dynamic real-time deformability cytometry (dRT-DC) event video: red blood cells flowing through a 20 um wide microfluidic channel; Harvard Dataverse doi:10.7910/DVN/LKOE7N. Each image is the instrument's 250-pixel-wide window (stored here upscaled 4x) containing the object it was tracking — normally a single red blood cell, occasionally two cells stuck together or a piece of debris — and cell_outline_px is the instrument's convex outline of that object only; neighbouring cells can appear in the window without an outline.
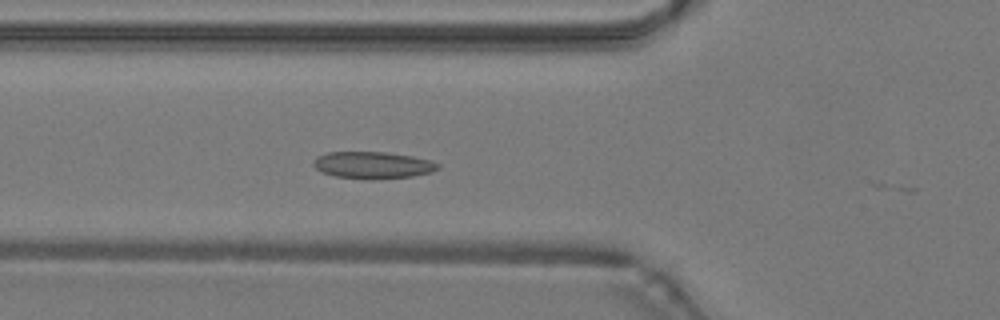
{"species": "common noctule bat (a hibernating species)", "species_latin": "Nyctalus noctula", "temperature_condition": "warm", "stored_images_in_passage": 25, "camera_frame_rate_fps": 3000, "um_per_image_px": 0.085, "animal": {"sex": "male", "body_mass_g": 19.2, "forearm_length_mm": 51.8}, "frame": {"image": 1, "passage_image": 18, "time_ms": 5.667, "image_size_px": [1000, 320], "cell_outline_px": [[440, 168], [432, 172], [412, 176], [336, 176], [320, 172], [312, 164], [316, 156], [328, 152], [384, 152], [412, 156], [432, 160], [440, 164]], "centroid_in_image_um": [31.7, 13.97], "position_along_channel_um": 94.1, "area_um2": 18.61}}
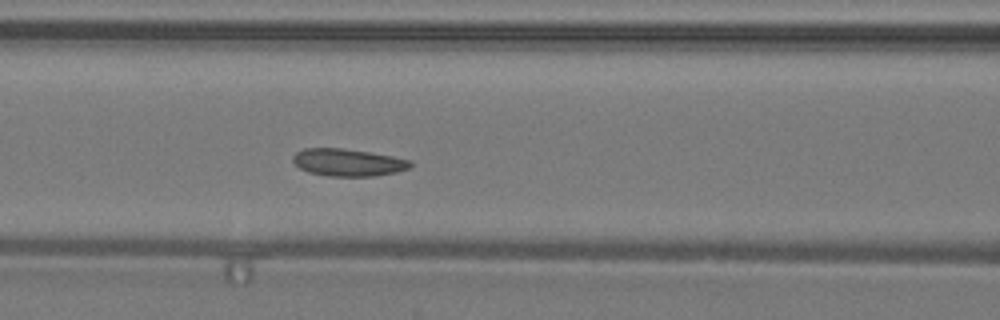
{"frame": {"image": 2, "passage_image": 21, "time_ms": 6.667, "image_size_px": [1000, 320], "cell_outline_px": [[412, 168], [396, 172], [376, 176], [328, 176], [308, 172], [300, 168], [292, 160], [292, 156], [296, 152], [304, 148], [344, 148], [392, 156], [412, 160]], "centroid_in_image_um": [29.6, 13.81], "position_along_channel_um": 137.0, "area_um2": 18.84}}
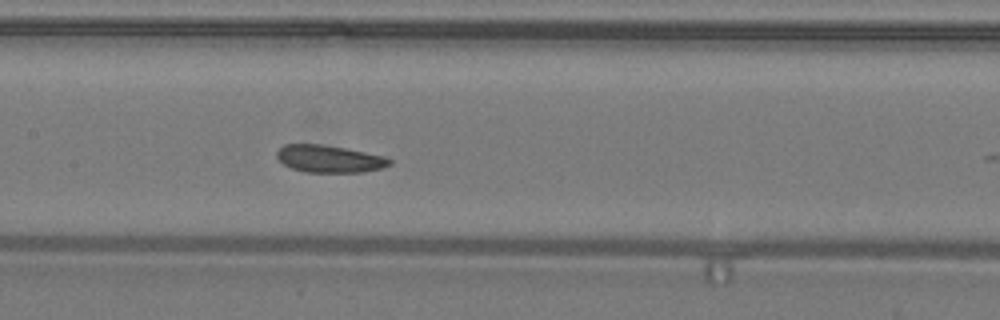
{"frame": {"image": 3, "passage_image": 24, "time_ms": 7.667, "image_size_px": [1000, 320], "cell_outline_px": [[392, 164], [384, 168], [364, 172], [304, 172], [292, 168], [284, 164], [276, 156], [276, 152], [284, 144], [320, 144], [344, 148], [384, 156], [392, 160]], "centroid_in_image_um": [28.01, 13.51], "position_along_channel_um": 179.4, "area_um2": 17.92}}